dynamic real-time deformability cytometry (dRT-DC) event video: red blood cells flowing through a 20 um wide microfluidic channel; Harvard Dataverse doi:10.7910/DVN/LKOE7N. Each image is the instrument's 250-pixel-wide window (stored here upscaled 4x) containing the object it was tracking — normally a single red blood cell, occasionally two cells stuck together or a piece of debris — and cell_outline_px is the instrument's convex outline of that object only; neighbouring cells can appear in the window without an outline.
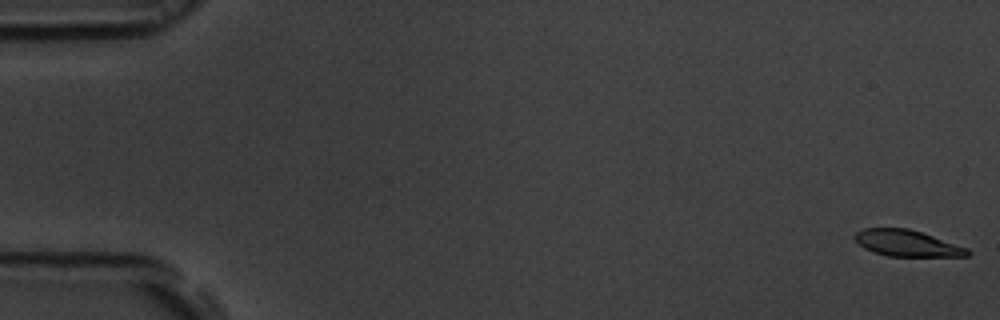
{"species": "common noctule bat (a hibernating species)", "species_latin": "Nyctalus noctula", "temperature_condition": "room temperature", "stored_images_in_passage": 55, "camera_frame_rate_fps": 3000, "um_per_image_px": 0.085, "animal": {"sex": "male", "body_mass_g": 19.5, "forearm_length_mm": 54.6}, "frame": {"image": 1, "passage_image": 1, "time_ms": 0.0, "image_size_px": [1000, 320], "cell_outline_px": [[972, 252], [968, 256], [888, 256], [864, 248], [852, 236], [856, 232], [864, 228], [908, 228], [968, 248]], "centroid_in_image_um": [77.09, 20.67], "position_along_channel_um": 7.9, "area_um2": 17.05}}
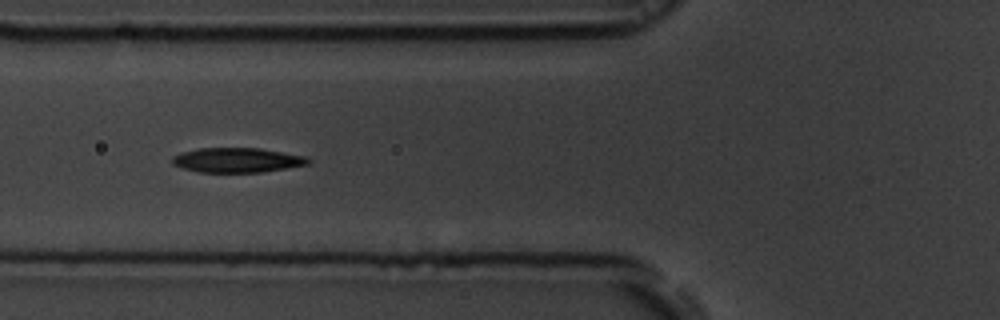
{"frame": {"image": 2, "passage_image": 21, "time_ms": 6.667, "image_size_px": [1000, 320], "cell_outline_px": [[312, 164], [260, 172], [200, 172], [184, 168], [172, 164], [172, 156], [180, 152], [200, 148], [260, 148], [308, 156], [312, 160]], "centroid_in_image_um": [20.21, 13.6], "position_along_channel_um": 105.6, "area_um2": 19.71}}
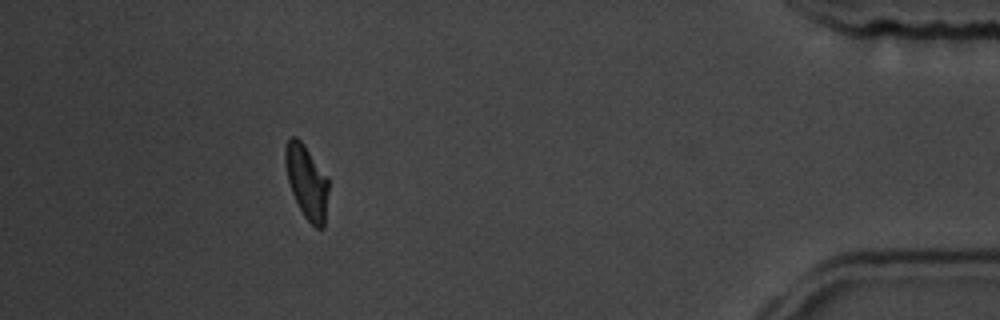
{"frame": {"image": 3, "passage_image": 50, "time_ms": 16.333, "image_size_px": [1000, 320], "cell_outline_px": [[328, 188], [324, 228], [316, 228], [304, 216], [292, 192], [288, 180], [284, 164], [284, 148], [288, 140], [292, 136], [296, 136], [304, 144], [328, 176]], "centroid_in_image_um": [26.06, 15.41], "position_along_channel_um": 409.1, "area_um2": 18.55}, "authors_computed_cell_mechanics": {"area_um2": 19.3052, "velocity_mm_per_s": 3.7105, "shape_relaxation_time_tau1_ms": 3.2046, "shape_relaxation_time_tau2_ms": 2.2733, "deformation_change_tau1": 0.1347, "deformation_change_tau2": 0.0739}}